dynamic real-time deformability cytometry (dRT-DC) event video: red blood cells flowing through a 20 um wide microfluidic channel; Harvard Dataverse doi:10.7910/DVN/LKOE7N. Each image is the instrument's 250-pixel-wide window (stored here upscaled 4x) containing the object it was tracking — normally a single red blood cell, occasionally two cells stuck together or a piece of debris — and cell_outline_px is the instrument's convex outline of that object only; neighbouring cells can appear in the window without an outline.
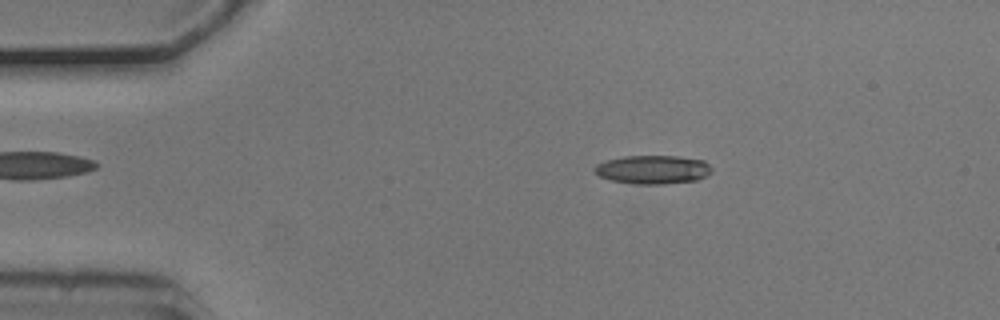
{"species": "common noctule bat (a hibernating species)", "species_latin": "Nyctalus noctula", "temperature_condition": "cold", "stored_images_in_passage": 53, "camera_frame_rate_fps": 3000, "um_per_image_px": 0.085, "animal": {"sex": "male", "body_mass_g": 20.5, "forearm_length_mm": 52.5}, "frame": {"image": 1, "passage_image": 9, "time_ms": 2.667, "image_size_px": [1000, 320], "cell_outline_px": [[712, 172], [708, 176], [696, 180], [664, 184], [636, 184], [612, 180], [600, 176], [592, 168], [596, 164], [604, 160], [624, 156], [676, 156], [704, 160], [712, 168]], "centroid_in_image_um": [55.5, 14.41], "position_along_channel_um": 29.5, "area_um2": 19.65}}
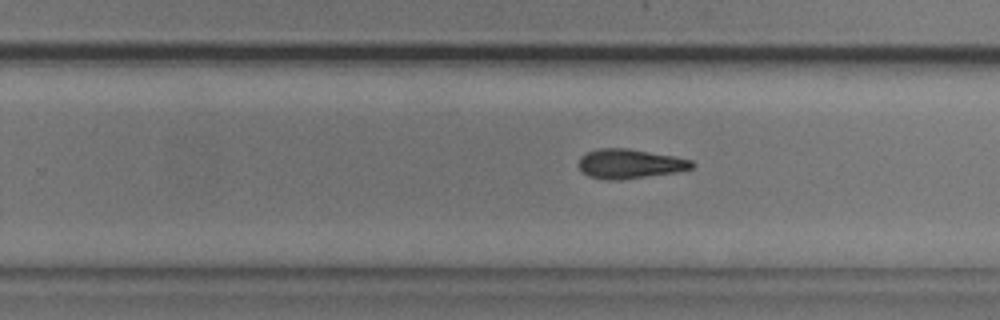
{"frame": {"image": 2, "passage_image": 33, "time_ms": 10.667, "image_size_px": [1000, 320], "cell_outline_px": [[696, 164], [692, 168], [676, 172], [620, 180], [604, 180], [588, 176], [580, 168], [580, 156], [588, 152], [600, 148], [628, 148], [676, 156], [692, 160]], "centroid_in_image_um": [53.57, 13.92], "position_along_channel_um": 276.2, "area_um2": 19.48}}
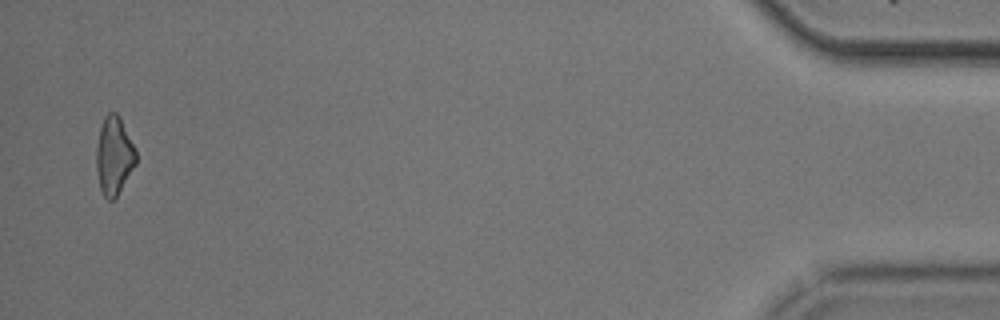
{"frame": {"image": 3, "passage_image": 52, "time_ms": 17.0, "image_size_px": [1000, 320], "cell_outline_px": [[136, 164], [116, 196], [112, 200], [108, 200], [104, 196], [100, 188], [96, 172], [96, 148], [100, 124], [104, 116], [108, 112], [116, 112], [120, 116], [136, 148]], "centroid_in_image_um": [9.68, 13.18], "position_along_channel_um": 425.5, "area_um2": 18.26}, "authors_computed_cell_mechanics": {"area_um2": 19.2474, "velocity_mm_per_s": 3.7206, "shape_relaxation_time_tau1_ms": 4.0989, "shape_relaxation_time_tau2_ms": 4.5123, "deformation_change_tau1": 0.1277, "deformation_change_tau2": 0.1591}}